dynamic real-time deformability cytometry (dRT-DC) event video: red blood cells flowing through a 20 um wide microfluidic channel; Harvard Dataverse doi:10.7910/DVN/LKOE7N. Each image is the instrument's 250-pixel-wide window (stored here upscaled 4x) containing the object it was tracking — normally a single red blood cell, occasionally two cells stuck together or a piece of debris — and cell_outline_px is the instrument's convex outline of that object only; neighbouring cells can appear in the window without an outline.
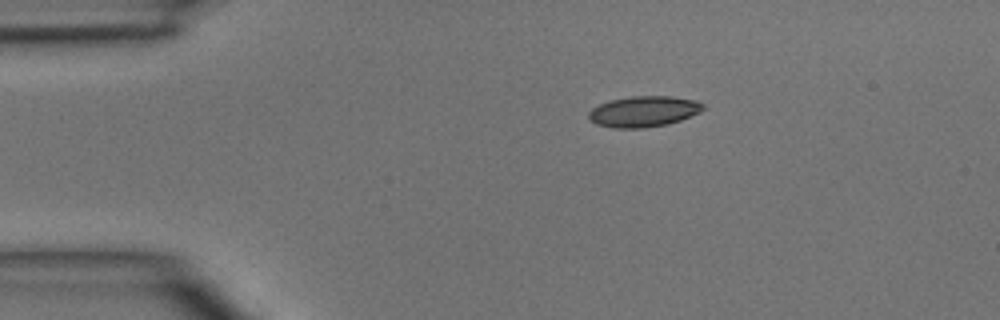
{"species": "common noctule bat (a hibernating species)", "species_latin": "Nyctalus noctula", "temperature_condition": "room temperature", "stored_images_in_passage": 2, "camera_frame_rate_fps": 3000, "um_per_image_px": 0.085, "animal": {"sex": "male", "body_mass_g": 15.6}, "frame": {"image": 1, "passage_image": 1, "time_ms": 0.0, "image_size_px": [1000, 320], "cell_outline_px": [[704, 108], [700, 112], [680, 120], [668, 124], [644, 128], [612, 128], [596, 124], [588, 116], [588, 112], [592, 108], [608, 100], [632, 96], [672, 96], [696, 100], [704, 104]], "centroid_in_image_um": [54.71, 9.47], "position_along_channel_um": 30.3, "area_um2": 20.63}}
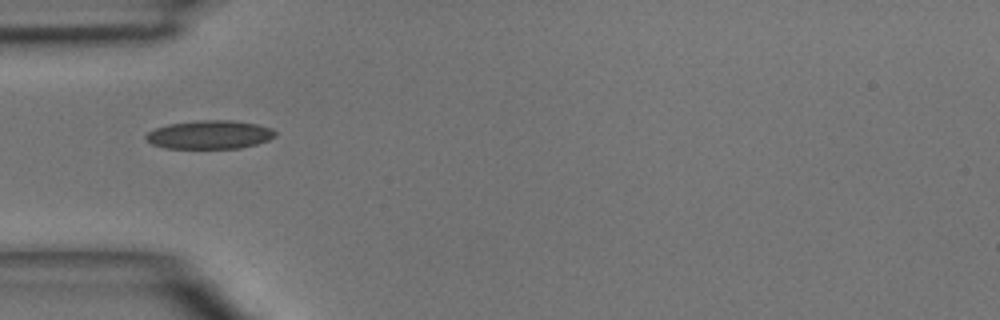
{"frame": {"image": 2, "passage_image": 2, "time_ms": 2.0, "image_size_px": [1000, 320], "cell_outline_px": [[276, 136], [268, 140], [256, 144], [240, 148], [164, 148], [152, 144], [144, 136], [148, 132], [156, 128], [168, 124], [196, 120], [228, 120], [256, 124], [272, 128], [276, 132]], "centroid_in_image_um": [17.82, 11.44], "position_along_channel_um": 67.2, "area_um2": 21.44}}